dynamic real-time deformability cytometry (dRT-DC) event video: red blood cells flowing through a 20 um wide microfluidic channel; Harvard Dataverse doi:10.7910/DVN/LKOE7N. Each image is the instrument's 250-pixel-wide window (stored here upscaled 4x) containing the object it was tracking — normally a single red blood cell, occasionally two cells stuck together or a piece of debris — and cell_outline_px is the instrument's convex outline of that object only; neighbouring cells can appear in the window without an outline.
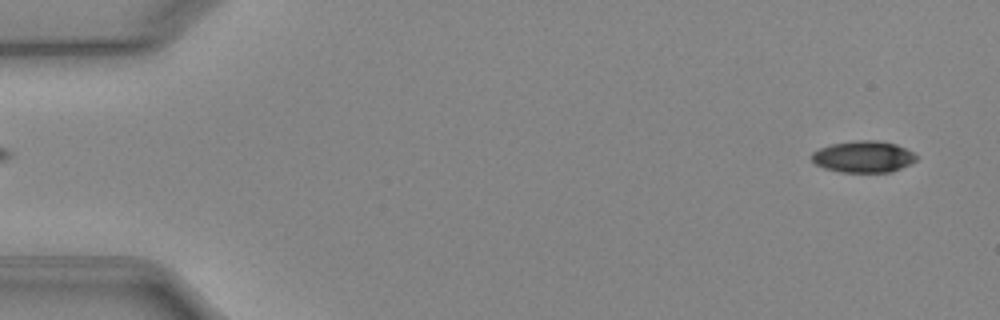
{"species": "Egyptian fruit bat (a non-hibernating species)", "species_latin": "Rousettus aegyptiacus", "temperature_condition": "cold", "stored_images_in_passage": 49, "camera_frame_rate_fps": 3000, "um_per_image_px": 0.085, "animal": {"sex": "female"}, "frame": {"image": 1, "passage_image": 2, "time_ms": 0.333, "image_size_px": [1000, 320], "cell_outline_px": [[916, 160], [892, 172], [840, 172], [824, 168], [816, 164], [808, 156], [812, 152], [820, 148], [832, 144], [852, 140], [880, 140], [896, 144], [912, 152], [916, 156]], "centroid_in_image_um": [73.34, 13.31], "position_along_channel_um": 11.7, "area_um2": 19.31}}
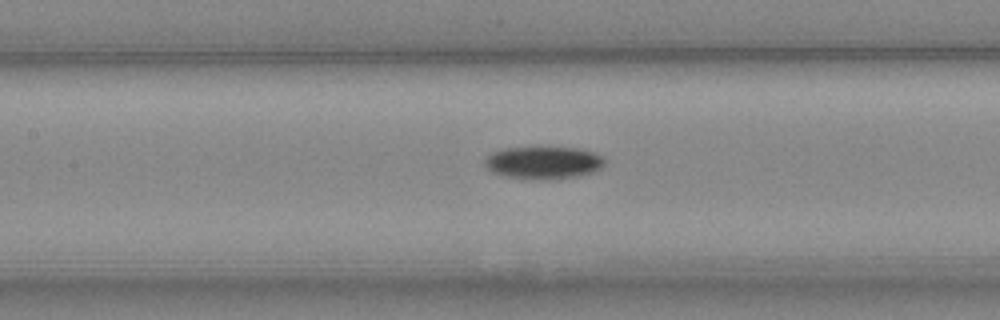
{"frame": {"image": 2, "passage_image": 23, "time_ms": 7.333, "image_size_px": [1000, 320], "cell_outline_px": [[604, 164], [600, 168], [592, 172], [580, 176], [552, 180], [532, 180], [504, 176], [492, 172], [484, 164], [484, 160], [492, 152], [504, 148], [580, 148], [592, 152], [600, 156], [604, 160]], "centroid_in_image_um": [46.17, 13.85], "position_along_channel_um": 161.2, "area_um2": 22.77}}
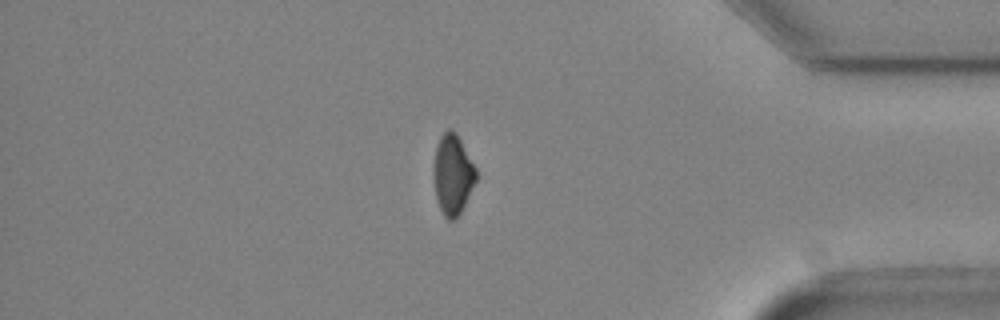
{"frame": {"image": 3, "passage_image": 43, "time_ms": 14.0, "image_size_px": [1000, 320], "cell_outline_px": [[476, 180], [456, 220], [448, 220], [444, 216], [440, 208], [436, 196], [432, 176], [432, 172], [436, 148], [440, 136], [448, 128], [452, 128], [456, 132], [476, 168]], "centroid_in_image_um": [38.45, 14.81], "position_along_channel_um": 396.7, "area_um2": 19.77}, "authors_computed_cell_mechanics": {"area_um2": 21.2126, "velocity_mm_per_s": 3.9478, "shape_relaxation_time_tau1_ms": 2.5099, "shape_relaxation_time_tau2_ms": null, "deformation_change_tau1": 0.1004, "deformation_change_tau2": null}}